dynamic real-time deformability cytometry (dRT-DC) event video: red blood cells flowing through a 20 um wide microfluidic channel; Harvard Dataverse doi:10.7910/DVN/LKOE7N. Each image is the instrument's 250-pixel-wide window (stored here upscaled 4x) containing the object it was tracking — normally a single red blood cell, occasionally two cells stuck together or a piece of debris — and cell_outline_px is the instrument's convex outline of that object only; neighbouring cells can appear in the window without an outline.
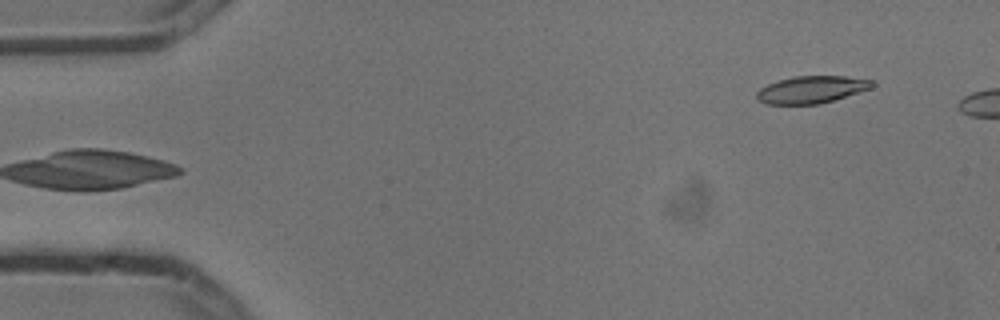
{"species": "common noctule bat (a hibernating species)", "species_latin": "Nyctalus noctula", "temperature_condition": "cold", "stored_images_in_passage": 4, "camera_frame_rate_fps": 3000, "um_per_image_px": 0.085, "animal": {"sex": "male", "body_mass_g": 13.3}, "frame": {"image": 1, "passage_image": 4, "time_ms": 1.0, "image_size_px": [1000, 320], "cell_outline_px": [[876, 84], [872, 88], [820, 104], [764, 104], [756, 100], [756, 92], [760, 88], [776, 80], [796, 76], [844, 76], [872, 80]], "centroid_in_image_um": [68.95, 7.61], "position_along_channel_um": 16.1, "area_um2": 18.44}}